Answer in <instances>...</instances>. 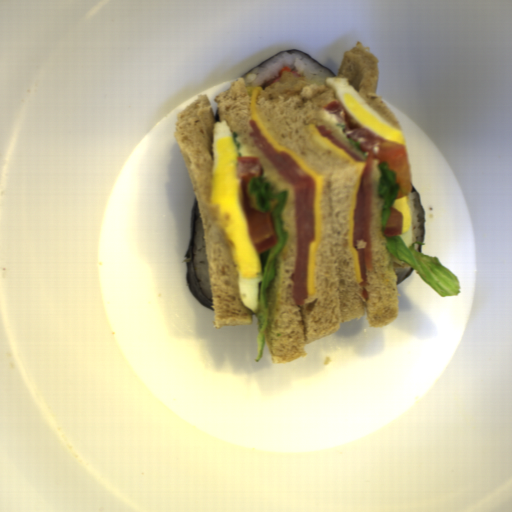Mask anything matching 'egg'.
Returning a JSON list of instances; mask_svg holds the SVG:
<instances>
[{
    "label": "egg",
    "instance_id": "obj_1",
    "mask_svg": "<svg viewBox=\"0 0 512 512\" xmlns=\"http://www.w3.org/2000/svg\"><path fill=\"white\" fill-rule=\"evenodd\" d=\"M213 168L210 204L217 205L215 222L228 240L238 274V293L243 306L256 313L260 283V256L252 246L241 208L236 177L238 153L226 120L216 121L212 138Z\"/></svg>",
    "mask_w": 512,
    "mask_h": 512
},
{
    "label": "egg",
    "instance_id": "obj_2",
    "mask_svg": "<svg viewBox=\"0 0 512 512\" xmlns=\"http://www.w3.org/2000/svg\"><path fill=\"white\" fill-rule=\"evenodd\" d=\"M325 83L334 89L344 111L364 129L376 134L383 141L406 144L404 132L382 119L350 86L348 78L327 77Z\"/></svg>",
    "mask_w": 512,
    "mask_h": 512
},
{
    "label": "egg",
    "instance_id": "obj_3",
    "mask_svg": "<svg viewBox=\"0 0 512 512\" xmlns=\"http://www.w3.org/2000/svg\"><path fill=\"white\" fill-rule=\"evenodd\" d=\"M389 207L397 209L402 215L403 225L401 234L398 236L405 242L407 248L409 249L413 245V230L411 212L407 201V196L405 195L399 199L396 198L393 201L392 206Z\"/></svg>",
    "mask_w": 512,
    "mask_h": 512
}]
</instances>
